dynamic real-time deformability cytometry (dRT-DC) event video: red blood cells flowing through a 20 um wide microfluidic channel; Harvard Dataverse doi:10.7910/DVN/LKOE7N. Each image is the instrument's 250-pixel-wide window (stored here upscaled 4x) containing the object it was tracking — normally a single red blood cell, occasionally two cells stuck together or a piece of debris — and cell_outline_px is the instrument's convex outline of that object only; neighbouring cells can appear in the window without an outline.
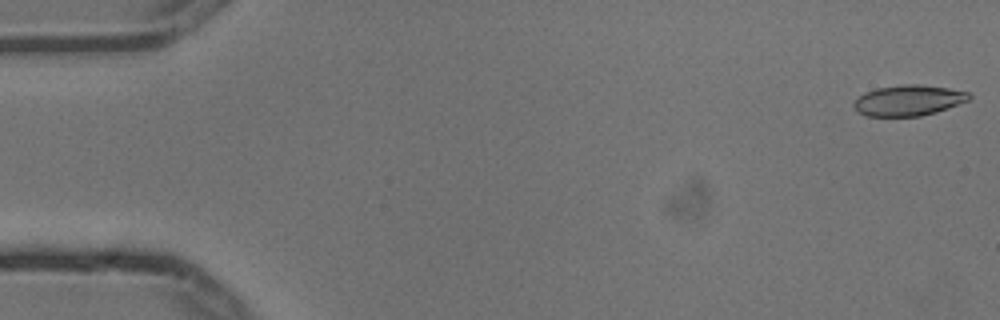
{"species": "common noctule bat (a hibernating species)", "species_latin": "Nyctalus noctula", "temperature_condition": "cold", "stored_images_in_passage": 4, "camera_frame_rate_fps": 3000, "um_per_image_px": 0.085, "animal": {"sex": "male", "body_mass_g": 13.3}, "frame": {"image": 1, "passage_image": 1, "time_ms": 0.0, "image_size_px": [1000, 320], "cell_outline_px": [[972, 96], [968, 100], [936, 112], [920, 116], [868, 116], [860, 112], [852, 104], [864, 92], [876, 88], [900, 84], [920, 84], [948, 88], [968, 92]], "centroid_in_image_um": [77.22, 8.52], "position_along_channel_um": 7.8, "area_um2": 20.46}}